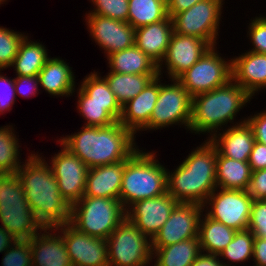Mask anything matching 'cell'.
<instances>
[{
	"mask_svg": "<svg viewBox=\"0 0 266 266\" xmlns=\"http://www.w3.org/2000/svg\"><path fill=\"white\" fill-rule=\"evenodd\" d=\"M225 0H203L175 14L171 19L174 33L195 36L217 45Z\"/></svg>",
	"mask_w": 266,
	"mask_h": 266,
	"instance_id": "8fae6325",
	"label": "cell"
},
{
	"mask_svg": "<svg viewBox=\"0 0 266 266\" xmlns=\"http://www.w3.org/2000/svg\"><path fill=\"white\" fill-rule=\"evenodd\" d=\"M79 87L87 94V103L119 104L106 79L98 71L86 75Z\"/></svg>",
	"mask_w": 266,
	"mask_h": 266,
	"instance_id": "d590c367",
	"label": "cell"
},
{
	"mask_svg": "<svg viewBox=\"0 0 266 266\" xmlns=\"http://www.w3.org/2000/svg\"><path fill=\"white\" fill-rule=\"evenodd\" d=\"M190 266H224L219 256L201 253Z\"/></svg>",
	"mask_w": 266,
	"mask_h": 266,
	"instance_id": "681fc988",
	"label": "cell"
},
{
	"mask_svg": "<svg viewBox=\"0 0 266 266\" xmlns=\"http://www.w3.org/2000/svg\"><path fill=\"white\" fill-rule=\"evenodd\" d=\"M232 59V80L253 98L266 90V54L246 51Z\"/></svg>",
	"mask_w": 266,
	"mask_h": 266,
	"instance_id": "d6986e66",
	"label": "cell"
},
{
	"mask_svg": "<svg viewBox=\"0 0 266 266\" xmlns=\"http://www.w3.org/2000/svg\"><path fill=\"white\" fill-rule=\"evenodd\" d=\"M247 192L253 200H266V169L252 171Z\"/></svg>",
	"mask_w": 266,
	"mask_h": 266,
	"instance_id": "ee69618b",
	"label": "cell"
},
{
	"mask_svg": "<svg viewBox=\"0 0 266 266\" xmlns=\"http://www.w3.org/2000/svg\"><path fill=\"white\" fill-rule=\"evenodd\" d=\"M15 132L12 125L0 127V174L16 173L24 163L20 155L19 136Z\"/></svg>",
	"mask_w": 266,
	"mask_h": 266,
	"instance_id": "836d02e7",
	"label": "cell"
},
{
	"mask_svg": "<svg viewBox=\"0 0 266 266\" xmlns=\"http://www.w3.org/2000/svg\"><path fill=\"white\" fill-rule=\"evenodd\" d=\"M2 266H32V252L29 240H17L2 256Z\"/></svg>",
	"mask_w": 266,
	"mask_h": 266,
	"instance_id": "f35d334b",
	"label": "cell"
},
{
	"mask_svg": "<svg viewBox=\"0 0 266 266\" xmlns=\"http://www.w3.org/2000/svg\"><path fill=\"white\" fill-rule=\"evenodd\" d=\"M30 152L17 170L28 205L44 228H55L70 219L71 206L59 192L57 180L41 153Z\"/></svg>",
	"mask_w": 266,
	"mask_h": 266,
	"instance_id": "6da1fadb",
	"label": "cell"
},
{
	"mask_svg": "<svg viewBox=\"0 0 266 266\" xmlns=\"http://www.w3.org/2000/svg\"><path fill=\"white\" fill-rule=\"evenodd\" d=\"M172 19H166L135 29L134 44L158 65L164 59L173 34Z\"/></svg>",
	"mask_w": 266,
	"mask_h": 266,
	"instance_id": "cb8c5ba5",
	"label": "cell"
},
{
	"mask_svg": "<svg viewBox=\"0 0 266 266\" xmlns=\"http://www.w3.org/2000/svg\"><path fill=\"white\" fill-rule=\"evenodd\" d=\"M255 236L249 229L236 231L233 240L220 253L224 266H236L253 259ZM228 260V261H227ZM242 262V263H241Z\"/></svg>",
	"mask_w": 266,
	"mask_h": 266,
	"instance_id": "e575fe53",
	"label": "cell"
},
{
	"mask_svg": "<svg viewBox=\"0 0 266 266\" xmlns=\"http://www.w3.org/2000/svg\"><path fill=\"white\" fill-rule=\"evenodd\" d=\"M94 8L86 14H95L128 22L129 0H90Z\"/></svg>",
	"mask_w": 266,
	"mask_h": 266,
	"instance_id": "74e56055",
	"label": "cell"
},
{
	"mask_svg": "<svg viewBox=\"0 0 266 266\" xmlns=\"http://www.w3.org/2000/svg\"><path fill=\"white\" fill-rule=\"evenodd\" d=\"M0 222L16 240H30L44 229L28 205L17 173L0 174Z\"/></svg>",
	"mask_w": 266,
	"mask_h": 266,
	"instance_id": "8992f818",
	"label": "cell"
},
{
	"mask_svg": "<svg viewBox=\"0 0 266 266\" xmlns=\"http://www.w3.org/2000/svg\"><path fill=\"white\" fill-rule=\"evenodd\" d=\"M0 69V115L12 110L16 101L14 78L3 75Z\"/></svg>",
	"mask_w": 266,
	"mask_h": 266,
	"instance_id": "b9f144b4",
	"label": "cell"
},
{
	"mask_svg": "<svg viewBox=\"0 0 266 266\" xmlns=\"http://www.w3.org/2000/svg\"><path fill=\"white\" fill-rule=\"evenodd\" d=\"M248 229L255 237L266 238V200H254Z\"/></svg>",
	"mask_w": 266,
	"mask_h": 266,
	"instance_id": "60d3db41",
	"label": "cell"
},
{
	"mask_svg": "<svg viewBox=\"0 0 266 266\" xmlns=\"http://www.w3.org/2000/svg\"><path fill=\"white\" fill-rule=\"evenodd\" d=\"M252 170L248 161H238L222 156L217 151L216 184L217 188L247 190Z\"/></svg>",
	"mask_w": 266,
	"mask_h": 266,
	"instance_id": "83f0119b",
	"label": "cell"
},
{
	"mask_svg": "<svg viewBox=\"0 0 266 266\" xmlns=\"http://www.w3.org/2000/svg\"><path fill=\"white\" fill-rule=\"evenodd\" d=\"M236 230L209 218L204 212L199 224V242L202 253L217 255L233 240Z\"/></svg>",
	"mask_w": 266,
	"mask_h": 266,
	"instance_id": "4dcf8cb0",
	"label": "cell"
},
{
	"mask_svg": "<svg viewBox=\"0 0 266 266\" xmlns=\"http://www.w3.org/2000/svg\"><path fill=\"white\" fill-rule=\"evenodd\" d=\"M73 67L60 57H50L38 73L39 85L51 96L70 97L75 93Z\"/></svg>",
	"mask_w": 266,
	"mask_h": 266,
	"instance_id": "d4e9b609",
	"label": "cell"
},
{
	"mask_svg": "<svg viewBox=\"0 0 266 266\" xmlns=\"http://www.w3.org/2000/svg\"><path fill=\"white\" fill-rule=\"evenodd\" d=\"M217 148L209 140L192 149L174 170L167 169V188L177 202L204 205L217 188Z\"/></svg>",
	"mask_w": 266,
	"mask_h": 266,
	"instance_id": "3957f363",
	"label": "cell"
},
{
	"mask_svg": "<svg viewBox=\"0 0 266 266\" xmlns=\"http://www.w3.org/2000/svg\"><path fill=\"white\" fill-rule=\"evenodd\" d=\"M155 151L138 149L126 160L119 200L125 210L134 203L168 192L167 169ZM157 158V159H156Z\"/></svg>",
	"mask_w": 266,
	"mask_h": 266,
	"instance_id": "5b68a950",
	"label": "cell"
},
{
	"mask_svg": "<svg viewBox=\"0 0 266 266\" xmlns=\"http://www.w3.org/2000/svg\"><path fill=\"white\" fill-rule=\"evenodd\" d=\"M47 50L42 42L32 41L26 35L10 68L13 67L16 76H36L50 58Z\"/></svg>",
	"mask_w": 266,
	"mask_h": 266,
	"instance_id": "f1b7e54d",
	"label": "cell"
},
{
	"mask_svg": "<svg viewBox=\"0 0 266 266\" xmlns=\"http://www.w3.org/2000/svg\"><path fill=\"white\" fill-rule=\"evenodd\" d=\"M85 16L89 36L104 50L105 57L134 45L135 28L128 22L95 14Z\"/></svg>",
	"mask_w": 266,
	"mask_h": 266,
	"instance_id": "e0dca14e",
	"label": "cell"
},
{
	"mask_svg": "<svg viewBox=\"0 0 266 266\" xmlns=\"http://www.w3.org/2000/svg\"><path fill=\"white\" fill-rule=\"evenodd\" d=\"M109 266H149L152 240L127 217L106 239Z\"/></svg>",
	"mask_w": 266,
	"mask_h": 266,
	"instance_id": "ba28073f",
	"label": "cell"
},
{
	"mask_svg": "<svg viewBox=\"0 0 266 266\" xmlns=\"http://www.w3.org/2000/svg\"><path fill=\"white\" fill-rule=\"evenodd\" d=\"M200 1L203 0H167L168 16L172 18L175 14L191 8Z\"/></svg>",
	"mask_w": 266,
	"mask_h": 266,
	"instance_id": "c3c4849f",
	"label": "cell"
},
{
	"mask_svg": "<svg viewBox=\"0 0 266 266\" xmlns=\"http://www.w3.org/2000/svg\"><path fill=\"white\" fill-rule=\"evenodd\" d=\"M126 218L119 199L83 196L71 206L69 223L90 236L107 239Z\"/></svg>",
	"mask_w": 266,
	"mask_h": 266,
	"instance_id": "52a82bcc",
	"label": "cell"
},
{
	"mask_svg": "<svg viewBox=\"0 0 266 266\" xmlns=\"http://www.w3.org/2000/svg\"><path fill=\"white\" fill-rule=\"evenodd\" d=\"M177 203L167 192L134 203L126 210V217L152 240L168 220Z\"/></svg>",
	"mask_w": 266,
	"mask_h": 266,
	"instance_id": "ac0fdd59",
	"label": "cell"
},
{
	"mask_svg": "<svg viewBox=\"0 0 266 266\" xmlns=\"http://www.w3.org/2000/svg\"><path fill=\"white\" fill-rule=\"evenodd\" d=\"M76 89V110L85 119L84 126L106 127L120 120V104L87 103V94L79 86Z\"/></svg>",
	"mask_w": 266,
	"mask_h": 266,
	"instance_id": "f546056e",
	"label": "cell"
},
{
	"mask_svg": "<svg viewBox=\"0 0 266 266\" xmlns=\"http://www.w3.org/2000/svg\"><path fill=\"white\" fill-rule=\"evenodd\" d=\"M55 229L64 239L73 266H109L105 239L81 232L69 222Z\"/></svg>",
	"mask_w": 266,
	"mask_h": 266,
	"instance_id": "2e32d148",
	"label": "cell"
},
{
	"mask_svg": "<svg viewBox=\"0 0 266 266\" xmlns=\"http://www.w3.org/2000/svg\"><path fill=\"white\" fill-rule=\"evenodd\" d=\"M212 46L177 80L191 97L221 87L232 79V59H226Z\"/></svg>",
	"mask_w": 266,
	"mask_h": 266,
	"instance_id": "30bf717a",
	"label": "cell"
},
{
	"mask_svg": "<svg viewBox=\"0 0 266 266\" xmlns=\"http://www.w3.org/2000/svg\"><path fill=\"white\" fill-rule=\"evenodd\" d=\"M15 93L20 95L22 98L34 97L40 92V85L38 75L36 76H16L14 78Z\"/></svg>",
	"mask_w": 266,
	"mask_h": 266,
	"instance_id": "7bdbcfd3",
	"label": "cell"
},
{
	"mask_svg": "<svg viewBox=\"0 0 266 266\" xmlns=\"http://www.w3.org/2000/svg\"><path fill=\"white\" fill-rule=\"evenodd\" d=\"M252 261L253 266H266V238L255 237Z\"/></svg>",
	"mask_w": 266,
	"mask_h": 266,
	"instance_id": "7dc6e473",
	"label": "cell"
},
{
	"mask_svg": "<svg viewBox=\"0 0 266 266\" xmlns=\"http://www.w3.org/2000/svg\"><path fill=\"white\" fill-rule=\"evenodd\" d=\"M252 196L247 190L216 188L203 205L205 214L236 231L248 229Z\"/></svg>",
	"mask_w": 266,
	"mask_h": 266,
	"instance_id": "7c38bea8",
	"label": "cell"
},
{
	"mask_svg": "<svg viewBox=\"0 0 266 266\" xmlns=\"http://www.w3.org/2000/svg\"><path fill=\"white\" fill-rule=\"evenodd\" d=\"M128 23L135 29L168 17L167 0H129Z\"/></svg>",
	"mask_w": 266,
	"mask_h": 266,
	"instance_id": "d6a6232c",
	"label": "cell"
},
{
	"mask_svg": "<svg viewBox=\"0 0 266 266\" xmlns=\"http://www.w3.org/2000/svg\"><path fill=\"white\" fill-rule=\"evenodd\" d=\"M252 99L253 97L232 79L212 91L198 94L192 97L188 131L199 135L209 133L206 139H210L216 132L229 127L228 123L230 126L244 123L246 117L237 122L236 117Z\"/></svg>",
	"mask_w": 266,
	"mask_h": 266,
	"instance_id": "277c9868",
	"label": "cell"
},
{
	"mask_svg": "<svg viewBox=\"0 0 266 266\" xmlns=\"http://www.w3.org/2000/svg\"><path fill=\"white\" fill-rule=\"evenodd\" d=\"M8 0H0V6L1 4H4L5 2H7Z\"/></svg>",
	"mask_w": 266,
	"mask_h": 266,
	"instance_id": "816d5d0a",
	"label": "cell"
},
{
	"mask_svg": "<svg viewBox=\"0 0 266 266\" xmlns=\"http://www.w3.org/2000/svg\"><path fill=\"white\" fill-rule=\"evenodd\" d=\"M126 160L88 169L83 196L119 199Z\"/></svg>",
	"mask_w": 266,
	"mask_h": 266,
	"instance_id": "603a6c76",
	"label": "cell"
},
{
	"mask_svg": "<svg viewBox=\"0 0 266 266\" xmlns=\"http://www.w3.org/2000/svg\"><path fill=\"white\" fill-rule=\"evenodd\" d=\"M111 72L121 74H159L158 64L135 44L106 56Z\"/></svg>",
	"mask_w": 266,
	"mask_h": 266,
	"instance_id": "484cf974",
	"label": "cell"
},
{
	"mask_svg": "<svg viewBox=\"0 0 266 266\" xmlns=\"http://www.w3.org/2000/svg\"><path fill=\"white\" fill-rule=\"evenodd\" d=\"M61 149L52 156L49 165L57 180L59 192L72 206L85 193L88 167L82 160L67 149L58 139Z\"/></svg>",
	"mask_w": 266,
	"mask_h": 266,
	"instance_id": "4fadbf2b",
	"label": "cell"
},
{
	"mask_svg": "<svg viewBox=\"0 0 266 266\" xmlns=\"http://www.w3.org/2000/svg\"><path fill=\"white\" fill-rule=\"evenodd\" d=\"M248 163L252 171L266 169V145L255 141Z\"/></svg>",
	"mask_w": 266,
	"mask_h": 266,
	"instance_id": "bcb514c9",
	"label": "cell"
},
{
	"mask_svg": "<svg viewBox=\"0 0 266 266\" xmlns=\"http://www.w3.org/2000/svg\"><path fill=\"white\" fill-rule=\"evenodd\" d=\"M108 71L103 77L121 107L141 93L154 78L159 76V74H121Z\"/></svg>",
	"mask_w": 266,
	"mask_h": 266,
	"instance_id": "1f68e13d",
	"label": "cell"
},
{
	"mask_svg": "<svg viewBox=\"0 0 266 266\" xmlns=\"http://www.w3.org/2000/svg\"><path fill=\"white\" fill-rule=\"evenodd\" d=\"M160 76L154 78L136 97L122 106L119 122L137 136L150 120L159 95Z\"/></svg>",
	"mask_w": 266,
	"mask_h": 266,
	"instance_id": "44dd1931",
	"label": "cell"
},
{
	"mask_svg": "<svg viewBox=\"0 0 266 266\" xmlns=\"http://www.w3.org/2000/svg\"><path fill=\"white\" fill-rule=\"evenodd\" d=\"M152 251L153 266H190L202 253L199 237L170 246L152 247Z\"/></svg>",
	"mask_w": 266,
	"mask_h": 266,
	"instance_id": "4316f807",
	"label": "cell"
},
{
	"mask_svg": "<svg viewBox=\"0 0 266 266\" xmlns=\"http://www.w3.org/2000/svg\"><path fill=\"white\" fill-rule=\"evenodd\" d=\"M58 140L88 168L127 160L139 149L136 135L119 121L106 127L83 125Z\"/></svg>",
	"mask_w": 266,
	"mask_h": 266,
	"instance_id": "7a4b0ae2",
	"label": "cell"
},
{
	"mask_svg": "<svg viewBox=\"0 0 266 266\" xmlns=\"http://www.w3.org/2000/svg\"><path fill=\"white\" fill-rule=\"evenodd\" d=\"M16 241V238H14L6 229L0 226V253H4Z\"/></svg>",
	"mask_w": 266,
	"mask_h": 266,
	"instance_id": "f907efd6",
	"label": "cell"
},
{
	"mask_svg": "<svg viewBox=\"0 0 266 266\" xmlns=\"http://www.w3.org/2000/svg\"><path fill=\"white\" fill-rule=\"evenodd\" d=\"M211 47L207 41L195 36L173 32L166 55L158 65L159 76L163 78V73H168L165 74L168 77L167 79H178ZM163 69L166 71L164 72Z\"/></svg>",
	"mask_w": 266,
	"mask_h": 266,
	"instance_id": "5bb4252c",
	"label": "cell"
},
{
	"mask_svg": "<svg viewBox=\"0 0 266 266\" xmlns=\"http://www.w3.org/2000/svg\"><path fill=\"white\" fill-rule=\"evenodd\" d=\"M247 37L253 46L249 51L266 54V19L262 15L251 18Z\"/></svg>",
	"mask_w": 266,
	"mask_h": 266,
	"instance_id": "ab89813d",
	"label": "cell"
},
{
	"mask_svg": "<svg viewBox=\"0 0 266 266\" xmlns=\"http://www.w3.org/2000/svg\"><path fill=\"white\" fill-rule=\"evenodd\" d=\"M26 34L0 26V69L10 68Z\"/></svg>",
	"mask_w": 266,
	"mask_h": 266,
	"instance_id": "8d00e7d4",
	"label": "cell"
},
{
	"mask_svg": "<svg viewBox=\"0 0 266 266\" xmlns=\"http://www.w3.org/2000/svg\"><path fill=\"white\" fill-rule=\"evenodd\" d=\"M160 76L159 95L150 116L149 123L141 131L182 126L187 129L191 122L192 97L177 79L168 84ZM175 125V126H174Z\"/></svg>",
	"mask_w": 266,
	"mask_h": 266,
	"instance_id": "9c48e42d",
	"label": "cell"
},
{
	"mask_svg": "<svg viewBox=\"0 0 266 266\" xmlns=\"http://www.w3.org/2000/svg\"><path fill=\"white\" fill-rule=\"evenodd\" d=\"M29 241L32 266H73L64 239L55 228H44L43 233L41 231Z\"/></svg>",
	"mask_w": 266,
	"mask_h": 266,
	"instance_id": "ffe728a7",
	"label": "cell"
},
{
	"mask_svg": "<svg viewBox=\"0 0 266 266\" xmlns=\"http://www.w3.org/2000/svg\"><path fill=\"white\" fill-rule=\"evenodd\" d=\"M203 206L178 202L170 217L152 239V247L170 246L199 235V224Z\"/></svg>",
	"mask_w": 266,
	"mask_h": 266,
	"instance_id": "9a60e30c",
	"label": "cell"
},
{
	"mask_svg": "<svg viewBox=\"0 0 266 266\" xmlns=\"http://www.w3.org/2000/svg\"><path fill=\"white\" fill-rule=\"evenodd\" d=\"M209 140L222 156L238 161H248L256 141L247 122L220 130Z\"/></svg>",
	"mask_w": 266,
	"mask_h": 266,
	"instance_id": "7402d4cb",
	"label": "cell"
},
{
	"mask_svg": "<svg viewBox=\"0 0 266 266\" xmlns=\"http://www.w3.org/2000/svg\"><path fill=\"white\" fill-rule=\"evenodd\" d=\"M246 122L252 128L255 140L266 145V110L250 114L246 117Z\"/></svg>",
	"mask_w": 266,
	"mask_h": 266,
	"instance_id": "f6af8a7d",
	"label": "cell"
}]
</instances>
